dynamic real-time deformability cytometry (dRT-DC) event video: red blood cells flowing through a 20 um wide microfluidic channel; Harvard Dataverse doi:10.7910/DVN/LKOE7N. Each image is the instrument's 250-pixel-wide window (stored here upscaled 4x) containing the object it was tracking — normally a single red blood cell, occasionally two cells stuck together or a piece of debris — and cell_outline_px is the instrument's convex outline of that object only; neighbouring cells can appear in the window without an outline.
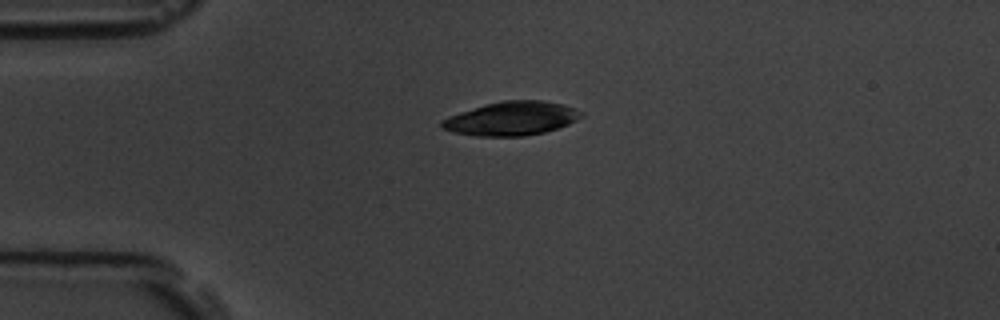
{"species": "common noctule bat (a hibernating species)", "species_latin": "Nyctalus noctula", "temperature_condition": "room temperature", "stored_images_in_passage": 2, "camera_frame_rate_fps": 3000, "um_per_image_px": 0.085, "animal": {"sex": "male", "body_mass_g": 19.5, "forearm_length_mm": 54.6}, "frame": {"image": 1, "passage_image": 1, "time_ms": 0.0, "image_size_px": [1000, 320], "cell_outline_px": [[584, 116], [568, 124], [544, 132], [524, 136], [476, 136], [452, 132], [440, 128], [440, 120], [448, 116], [484, 104], [504, 100], [540, 100], [564, 104], [576, 108], [584, 112]], "centroid_in_image_um": [43.47, 10.07], "position_along_channel_um": 41.5, "area_um2": 27.69}}